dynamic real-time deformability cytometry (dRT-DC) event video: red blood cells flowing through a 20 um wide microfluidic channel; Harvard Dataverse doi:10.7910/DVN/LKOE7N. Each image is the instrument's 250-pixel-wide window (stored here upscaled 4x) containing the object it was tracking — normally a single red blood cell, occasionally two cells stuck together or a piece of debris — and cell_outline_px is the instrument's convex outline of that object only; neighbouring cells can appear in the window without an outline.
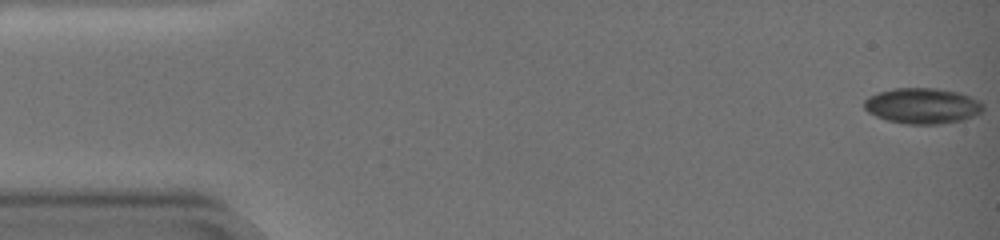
{"species": "common noctule bat (a hibernating species)", "species_latin": "Nyctalus noctula", "temperature_condition": "warm", "stored_images_in_passage": 58, "camera_frame_rate_fps": 3000, "um_per_image_px": 0.085, "animal": {"sex": "female", "body_mass_g": 19.0, "forearm_length_mm": 51.5}, "frame": {"image": 1, "passage_image": 1, "time_ms": 0.0, "image_size_px": [1000, 240], "cell_outline_px": [[984, 108], [980, 112], [964, 120], [940, 124], [908, 124], [888, 120], [876, 116], [868, 112], [864, 108], [864, 100], [868, 96], [892, 88], [936, 88], [960, 92], [980, 100], [984, 104]], "centroid_in_image_um": [78.42, 8.99], "position_along_channel_um": 6.6, "area_um2": 24.85}}
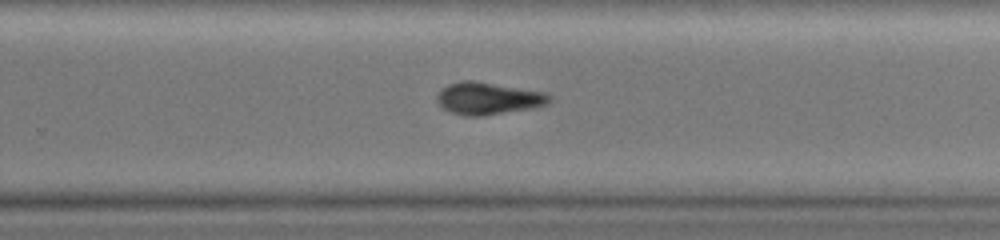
{"frame": {"image": 2, "passage_image": 39, "time_ms": 12.667, "image_size_px": [1000, 240], "cell_outline_px": [[552, 100], [548, 104], [532, 108], [484, 116], [464, 116], [452, 112], [444, 108], [436, 100], [436, 96], [448, 84], [464, 80], [476, 80], [548, 92], [552, 96]], "centroid_in_image_um": [41.56, 8.35], "position_along_channel_um": 288.2, "area_um2": 21.39}}
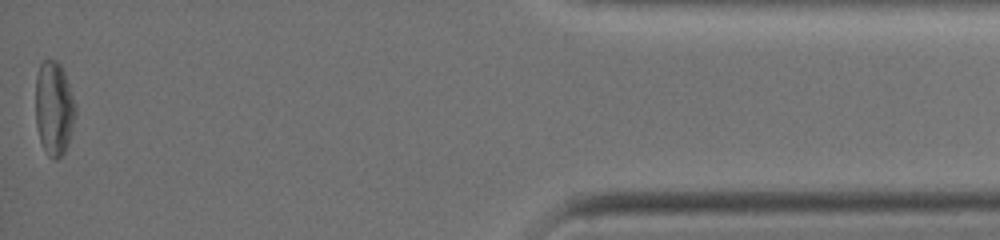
{"frame": {"image": 3, "passage_image": 58, "time_ms": 19.0, "image_size_px": [1000, 240], "cell_outline_px": [[76, 116], [68, 144], [64, 152], [56, 160], [52, 160], [48, 156], [40, 140], [36, 124], [36, 76], [40, 64], [44, 60], [56, 60], [60, 64], [64, 72], [76, 104]], "centroid_in_image_um": [4.6, 9.22], "position_along_channel_um": 430.6, "area_um2": 21.96}, "authors_computed_cell_mechanics": {"area_um2": 23.0622, "velocity_mm_per_s": 3.3325, "shape_relaxation_time_tau1_ms": 4.1354, "shape_relaxation_time_tau2_ms": null, "deformation_change_tau1": 0.111, "deformation_change_tau2": null}}